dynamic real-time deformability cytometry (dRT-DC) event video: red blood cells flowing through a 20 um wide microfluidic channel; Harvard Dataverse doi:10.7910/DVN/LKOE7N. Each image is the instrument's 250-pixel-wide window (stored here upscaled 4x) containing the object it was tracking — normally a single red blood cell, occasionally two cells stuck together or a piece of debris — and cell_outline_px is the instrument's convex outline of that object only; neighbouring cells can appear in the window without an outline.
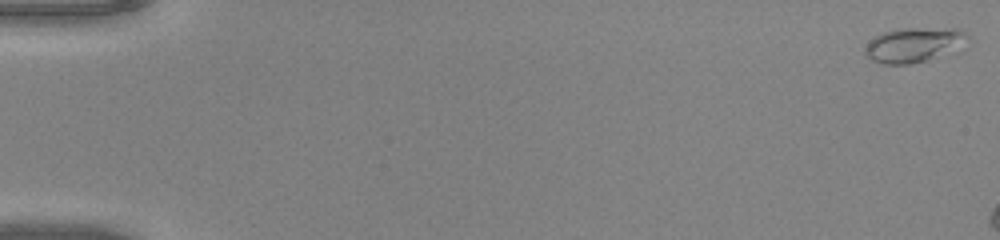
{"species": "common noctule bat (a hibernating species)", "species_latin": "Nyctalus noctula", "temperature_condition": "warm", "stored_images_in_passage": 10, "camera_frame_rate_fps": 3000, "um_per_image_px": 0.085, "animal": {"sex": "male", "body_mass_g": 20.0, "forearm_length_mm": 53.3}, "frame": {"image": 1, "passage_image": 1, "time_ms": 0.0, "image_size_px": [1000, 240], "cell_outline_px": [[968, 36], [932, 56], [924, 60], [908, 64], [884, 64], [872, 60], [864, 52], [864, 48], [876, 36], [884, 32], [900, 28], [956, 28], [964, 32]], "centroid_in_image_um": [77.47, 3.78], "position_along_channel_um": 7.5, "area_um2": 19.07}}